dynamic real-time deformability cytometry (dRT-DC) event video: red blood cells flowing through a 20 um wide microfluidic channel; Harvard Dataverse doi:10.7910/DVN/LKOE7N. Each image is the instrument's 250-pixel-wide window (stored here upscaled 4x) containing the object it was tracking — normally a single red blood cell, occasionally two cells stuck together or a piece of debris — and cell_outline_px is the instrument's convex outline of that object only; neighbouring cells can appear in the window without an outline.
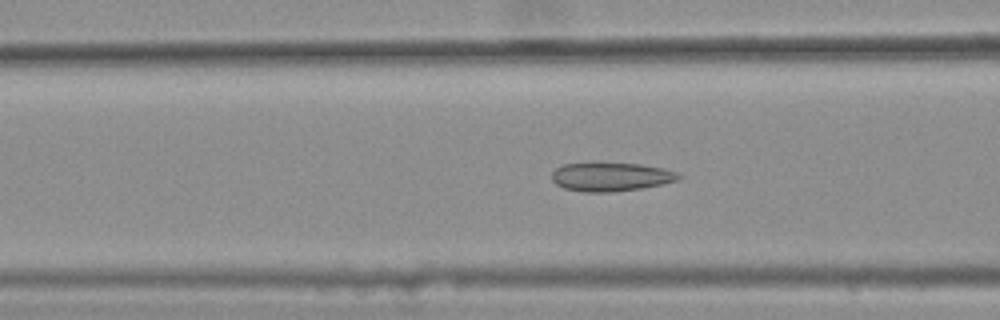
{"species": "common noctule bat (a hibernating species)", "species_latin": "Nyctalus noctula", "temperature_condition": "warm", "stored_images_in_passage": 33, "camera_frame_rate_fps": 3000, "um_per_image_px": 0.085, "animal": {"sex": "female", "body_mass_g": 25.1}, "frame": {"image": 1, "passage_image": 7, "time_ms": 2.0, "image_size_px": [1000, 320], "cell_outline_px": [[684, 176], [676, 180], [664, 184], [644, 188], [612, 192], [584, 192], [564, 188], [556, 184], [552, 180], [552, 172], [556, 168], [564, 164], [640, 164], [664, 168], [676, 172]], "centroid_in_image_um": [51.96, 15.05], "position_along_channel_um": 114.6, "area_um2": 21.04}}
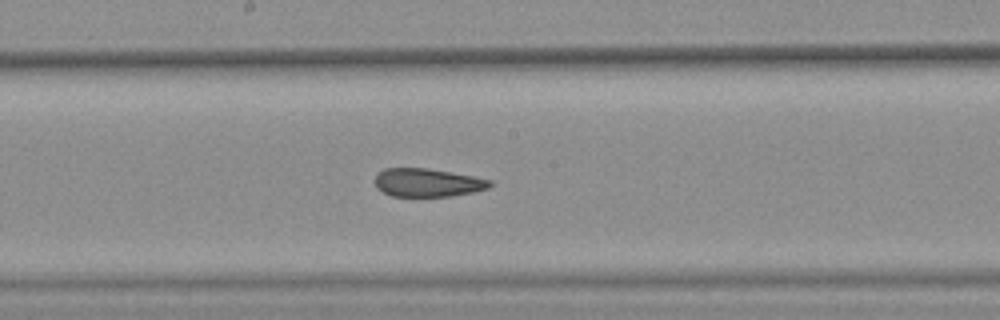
{"frame": {"image": 2, "passage_image": 15, "time_ms": 4.667, "image_size_px": [1000, 320], "cell_outline_px": [[496, 184], [488, 188], [472, 192], [452, 196], [392, 196], [376, 188], [376, 176], [384, 168], [428, 168], [472, 176], [492, 180]], "centroid_in_image_um": [36.38, 15.52], "position_along_channel_um": 211.8, "area_um2": 18.9}}
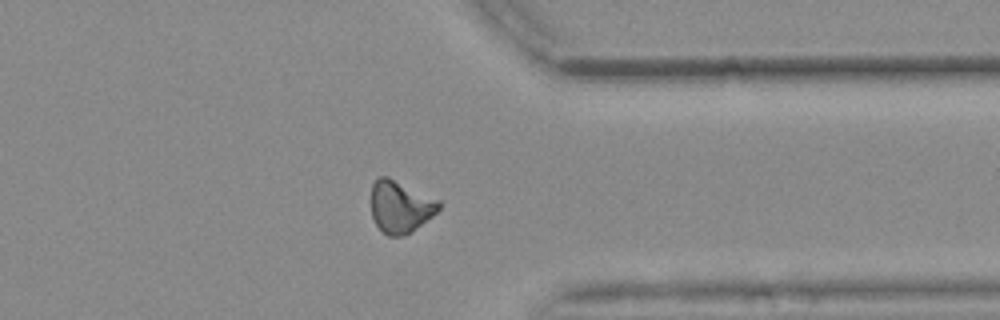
{"frame": {"image": 3, "passage_image": 29, "time_ms": 9.333, "image_size_px": [1000, 320], "cell_outline_px": [[440, 208], [432, 216], [404, 236], [388, 236], [376, 224], [372, 216], [372, 184], [380, 176], [388, 176], [440, 200]], "centroid_in_image_um": [34.03, 17.55], "position_along_channel_um": 377.4, "area_um2": 20.35}, "authors_computed_cell_mechanics": {"area_um2": 20.23, "velocity_mm_per_s": 3.6507, "shape_relaxation_time_tau1_ms": null, "shape_relaxation_time_tau2_ms": 2.57, "deformation_change_tau1": null, "deformation_change_tau2": 0.0965}}